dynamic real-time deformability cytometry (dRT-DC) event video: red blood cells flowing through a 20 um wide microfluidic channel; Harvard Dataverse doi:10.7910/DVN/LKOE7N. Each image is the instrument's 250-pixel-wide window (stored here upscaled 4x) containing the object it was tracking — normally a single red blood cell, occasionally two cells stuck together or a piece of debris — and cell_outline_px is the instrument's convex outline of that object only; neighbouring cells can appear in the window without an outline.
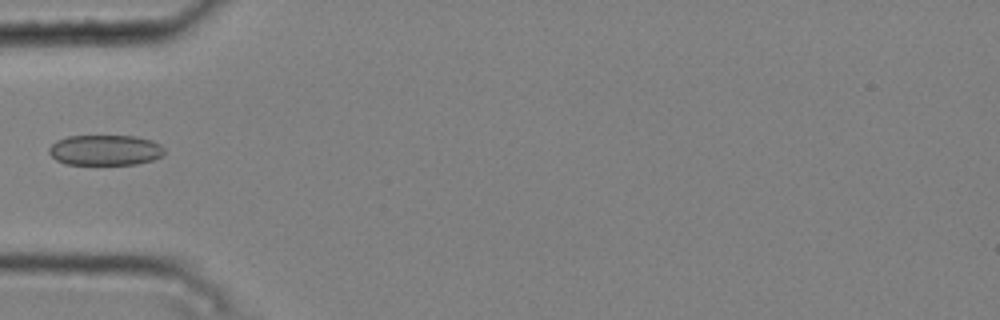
{"species": "common noctule bat (a hibernating species)", "species_latin": "Nyctalus noctula", "temperature_condition": "cold", "stored_images_in_passage": 5, "camera_frame_rate_fps": 3000, "um_per_image_px": 0.085, "animal": {"sex": "male", "body_mass_g": 20.4}, "frame": {"image": 1, "passage_image": 5, "time_ms": 1.333, "image_size_px": [1000, 320], "cell_outline_px": [[164, 152], [160, 156], [152, 160], [136, 164], [64, 164], [56, 160], [48, 152], [48, 148], [56, 140], [68, 136], [136, 136], [152, 140], [160, 144], [164, 148]], "centroid_in_image_um": [8.92, 12.75], "position_along_channel_um": 76.1, "area_um2": 20.52}}